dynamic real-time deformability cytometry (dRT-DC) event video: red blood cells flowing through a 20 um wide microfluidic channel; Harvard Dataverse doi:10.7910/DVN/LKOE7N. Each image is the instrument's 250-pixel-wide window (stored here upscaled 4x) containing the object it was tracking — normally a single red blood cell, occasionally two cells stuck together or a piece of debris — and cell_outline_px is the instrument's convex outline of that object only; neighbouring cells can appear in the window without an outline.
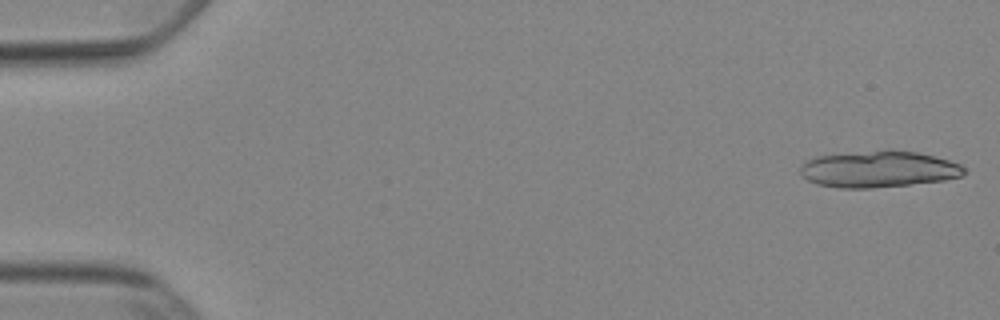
{"species": "Egyptian fruit bat (a non-hibernating species)", "species_latin": "Rousettus aegyptiacus", "temperature_condition": "cold", "stored_images_in_passage": 16, "camera_frame_rate_fps": 3000, "um_per_image_px": 0.085, "animal": {"sex": "female"}, "frame": {"image": 1, "passage_image": 1, "time_ms": 0.0, "image_size_px": [1000, 320], "cell_outline_px": [[968, 172], [964, 176], [944, 180], [872, 188], [840, 188], [816, 184], [808, 180], [800, 172], [800, 168], [804, 160], [816, 156], [872, 152], [916, 152], [948, 160], [960, 164], [968, 168]], "centroid_in_image_um": [74.7, 14.41], "position_along_channel_um": 10.3, "area_um2": 34.1}}